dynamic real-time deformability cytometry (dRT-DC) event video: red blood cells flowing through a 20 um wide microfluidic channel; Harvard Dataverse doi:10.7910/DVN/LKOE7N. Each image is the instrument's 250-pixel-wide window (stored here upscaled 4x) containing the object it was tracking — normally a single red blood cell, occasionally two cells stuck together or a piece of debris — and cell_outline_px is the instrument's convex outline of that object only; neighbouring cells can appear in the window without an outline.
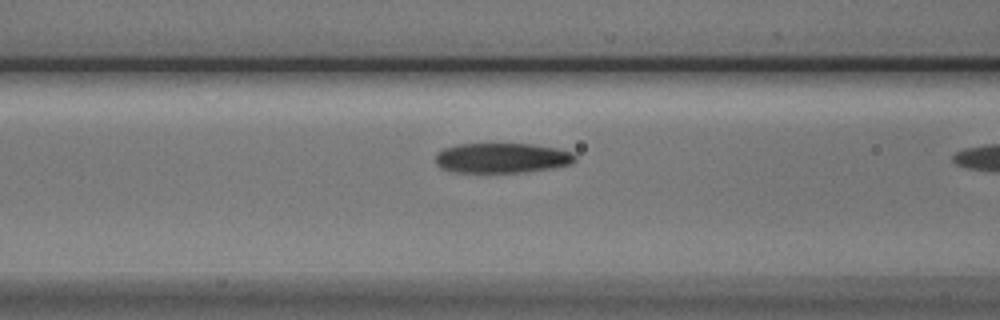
{"species": "Egyptian fruit bat (a non-hibernating species)", "species_latin": "Rousettus aegyptiacus", "temperature_condition": "cold", "stored_images_in_passage": 7, "camera_frame_rate_fps": 3000, "um_per_image_px": 0.085, "animal": {"sex": "male"}, "frame": {"image": 1, "passage_image": 6, "time_ms": 1.667, "image_size_px": [1000, 320], "cell_outline_px": [[576, 160], [572, 164], [552, 168], [524, 172], [452, 172], [440, 168], [436, 164], [436, 152], [444, 148], [456, 144], [532, 144], [556, 148], [572, 152], [576, 156]], "centroid_in_image_um": [42.65, 13.43], "position_along_channel_um": 123.9, "area_um2": 24.57}}